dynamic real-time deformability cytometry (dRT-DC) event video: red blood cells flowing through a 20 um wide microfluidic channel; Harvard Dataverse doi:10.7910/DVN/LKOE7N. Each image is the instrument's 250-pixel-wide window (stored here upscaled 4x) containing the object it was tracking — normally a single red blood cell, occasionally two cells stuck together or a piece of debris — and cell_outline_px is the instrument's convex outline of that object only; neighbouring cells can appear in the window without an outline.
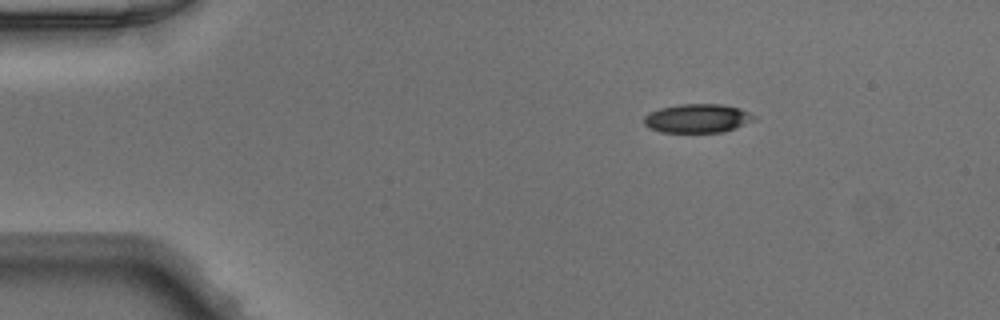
{"species": "Egyptian fruit bat (a non-hibernating species)", "species_latin": "Rousettus aegyptiacus", "temperature_condition": "warm", "stored_images_in_passage": 42, "camera_frame_rate_fps": 3000, "um_per_image_px": 0.085, "animal": {"sex": "male"}, "frame": {"image": 1, "passage_image": 1, "time_ms": 0.0, "image_size_px": [1000, 320], "cell_outline_px": [[756, 116], [752, 120], [736, 128], [724, 132], [660, 132], [648, 128], [644, 124], [644, 116], [648, 112], [660, 108], [680, 104], [724, 104], [740, 108]], "centroid_in_image_um": [59.24, 10.06], "position_along_channel_um": 25.8, "area_um2": 18.55}}
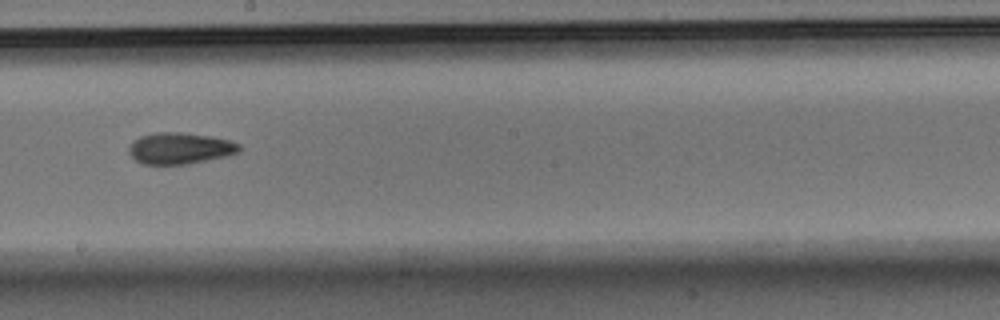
{"frame": {"image": 2, "passage_image": 21, "time_ms": 6.667, "image_size_px": [1000, 320], "cell_outline_px": [[244, 148], [240, 152], [224, 156], [188, 164], [144, 164], [136, 160], [128, 152], [128, 148], [132, 140], [140, 136], [156, 132], [180, 132], [212, 136], [228, 140], [240, 144]], "centroid_in_image_um": [15.3, 12.59], "position_along_channel_um": 232.9, "area_um2": 20.29}}
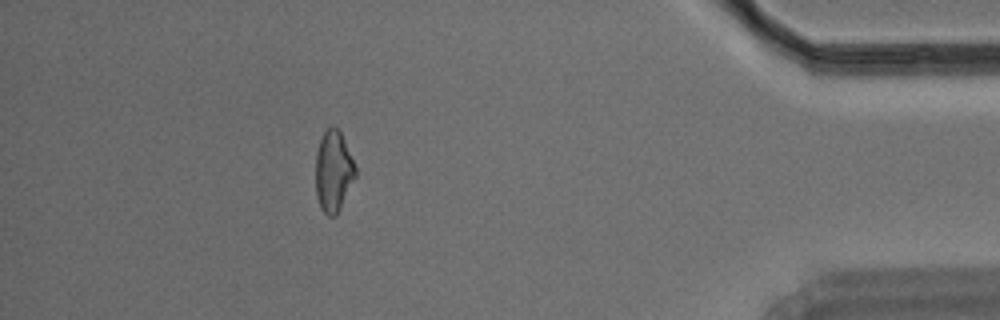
{"frame": {"image": 3, "passage_image": 37, "time_ms": 12.0, "image_size_px": [1000, 320], "cell_outline_px": [[356, 176], [336, 216], [328, 216], [320, 208], [316, 196], [316, 152], [320, 140], [324, 132], [332, 124], [340, 132], [356, 168]], "centroid_in_image_um": [28.33, 14.58], "position_along_channel_um": 406.9, "area_um2": 18.61}}